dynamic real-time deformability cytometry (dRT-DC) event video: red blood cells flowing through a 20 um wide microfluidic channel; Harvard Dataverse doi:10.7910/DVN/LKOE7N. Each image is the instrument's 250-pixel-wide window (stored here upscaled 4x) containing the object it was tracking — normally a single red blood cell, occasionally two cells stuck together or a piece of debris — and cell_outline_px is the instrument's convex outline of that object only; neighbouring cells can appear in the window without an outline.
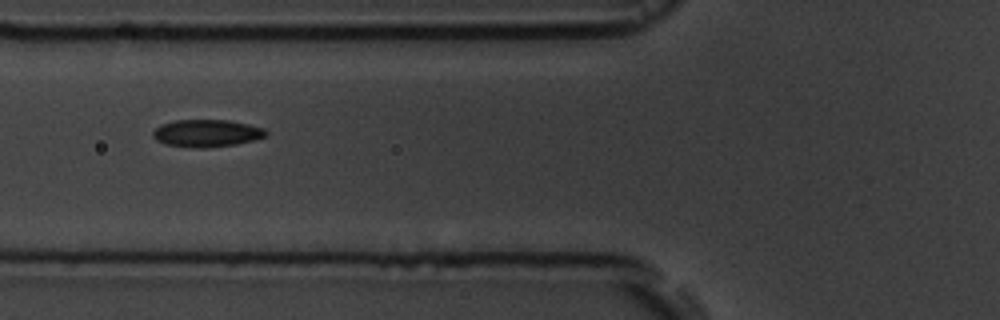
{"species": "common noctule bat (a hibernating species)", "species_latin": "Nyctalus noctula", "temperature_condition": "room temperature", "stored_images_in_passage": 11, "camera_frame_rate_fps": 3000, "um_per_image_px": 0.085, "animal": {"sex": "male", "body_mass_g": 19.5, "forearm_length_mm": 54.6}, "frame": {"image": 1, "passage_image": 2, "time_ms": 1.333, "image_size_px": [1000, 320], "cell_outline_px": [[268, 132], [264, 136], [252, 140], [236, 144], [204, 148], [200, 148], [164, 144], [156, 140], [152, 136], [152, 132], [160, 124], [176, 120], [228, 120], [248, 124], [264, 128]], "centroid_in_image_um": [17.53, 11.32], "position_along_channel_um": 108.3, "area_um2": 17.92}}
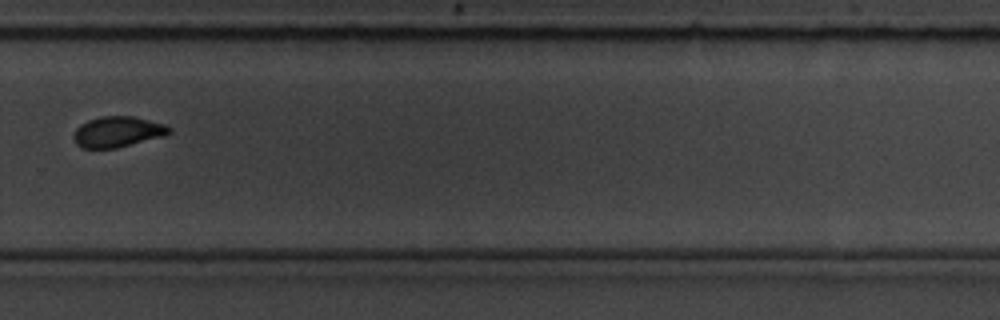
{"frame": {"image": 2, "passage_image": 7, "time_ms": 7.0, "image_size_px": [1000, 320], "cell_outline_px": [[172, 132], [164, 136], [116, 148], [80, 148], [76, 144], [72, 136], [76, 128], [80, 124], [88, 120], [100, 116], [132, 116], [164, 124], [172, 128]], "centroid_in_image_um": [9.97, 11.2], "position_along_channel_um": 319.8, "area_um2": 17.17}}
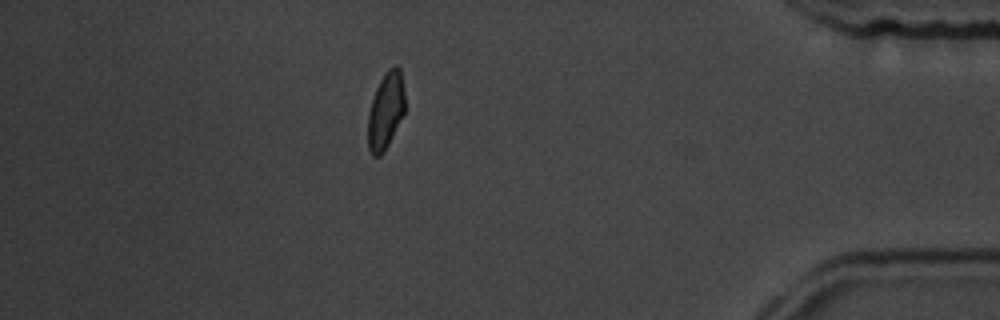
{"frame": {"image": 3, "passage_image": 10, "time_ms": 10.333, "image_size_px": [1000, 320], "cell_outline_px": [[404, 112], [384, 152], [380, 156], [372, 156], [368, 148], [368, 112], [376, 88], [380, 80], [388, 68], [392, 64], [396, 64], [400, 68], [404, 92]], "centroid_in_image_um": [32.77, 9.39], "position_along_channel_um": 402.4, "area_um2": 16.47}}